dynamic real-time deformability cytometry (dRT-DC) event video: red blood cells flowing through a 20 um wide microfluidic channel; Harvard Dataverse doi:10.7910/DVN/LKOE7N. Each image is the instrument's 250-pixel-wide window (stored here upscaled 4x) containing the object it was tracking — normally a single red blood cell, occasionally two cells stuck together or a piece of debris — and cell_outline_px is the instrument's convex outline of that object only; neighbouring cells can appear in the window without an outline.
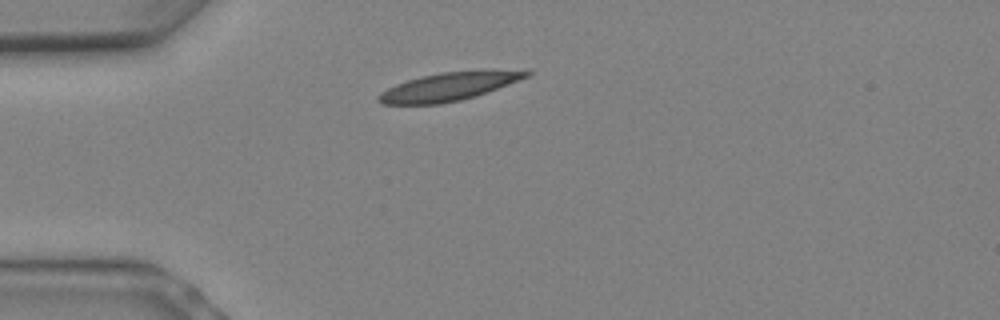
{"species": "Egyptian fruit bat (a non-hibernating species)", "species_latin": "Rousettus aegyptiacus", "temperature_condition": "warm", "stored_images_in_passage": 3, "camera_frame_rate_fps": 3000, "um_per_image_px": 0.085, "animal": {"sex": "female"}, "frame": {"image": 1, "passage_image": 1, "time_ms": 0.0, "image_size_px": [1000, 320], "cell_outline_px": [[532, 72], [528, 76], [476, 96], [460, 100], [440, 104], [384, 104], [376, 100], [388, 88], [396, 84], [408, 80], [440, 72]], "centroid_in_image_um": [38.0, 7.41], "position_along_channel_um": 47.0, "area_um2": 22.83}}
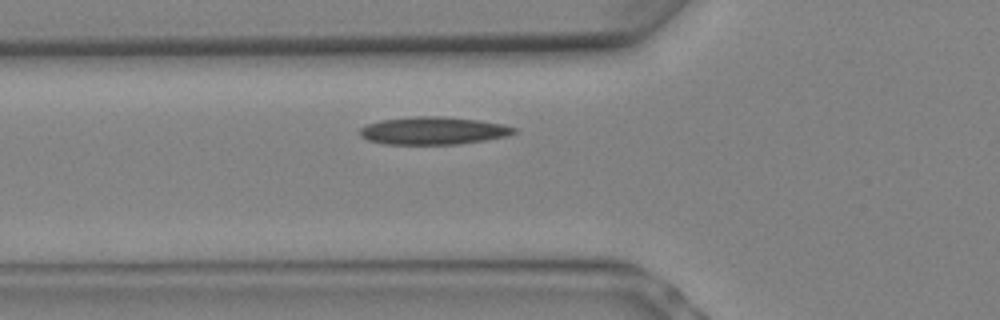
{"frame": {"image": 2, "passage_image": 3, "time_ms": 0.667, "image_size_px": [1000, 320], "cell_outline_px": [[516, 132], [508, 136], [484, 140], [456, 144], [384, 144], [368, 140], [360, 136], [360, 128], [368, 124], [380, 120], [416, 116], [440, 116], [480, 120], [500, 124], [516, 128]], "centroid_in_image_um": [36.81, 11.11], "position_along_channel_um": 89.0, "area_um2": 24.74}}